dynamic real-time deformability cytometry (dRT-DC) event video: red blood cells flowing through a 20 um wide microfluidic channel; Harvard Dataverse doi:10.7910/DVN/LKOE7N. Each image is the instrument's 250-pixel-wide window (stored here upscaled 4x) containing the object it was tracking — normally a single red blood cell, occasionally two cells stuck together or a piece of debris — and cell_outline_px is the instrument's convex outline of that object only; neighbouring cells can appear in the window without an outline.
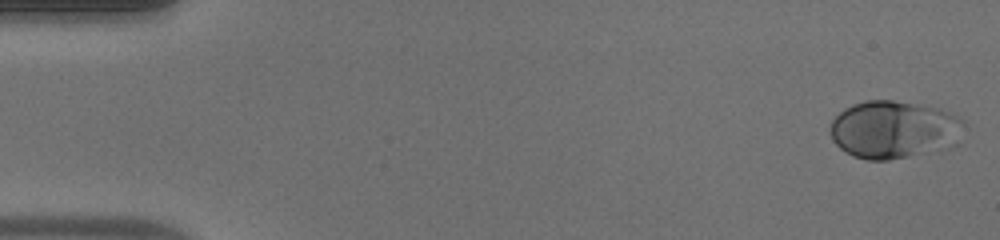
{"species": "human", "species_latin": "Homo sapiens", "temperature_condition": "warm", "stored_images_in_passage": 53, "camera_frame_rate_fps": 3000, "um_per_image_px": 0.085, "donor": {"sex": "male"}, "frame": {"image": 1, "passage_image": 1, "time_ms": 0.0, "image_size_px": [1000, 240], "cell_outline_px": [[964, 120], [960, 144], [948, 148], [888, 160], [868, 160], [852, 156], [844, 152], [832, 140], [832, 120], [844, 108], [852, 104], [868, 100], [892, 100], [940, 108], [956, 112]], "centroid_in_image_um": [76.05, 11.01], "position_along_channel_um": 8.9, "area_um2": 45.55}}
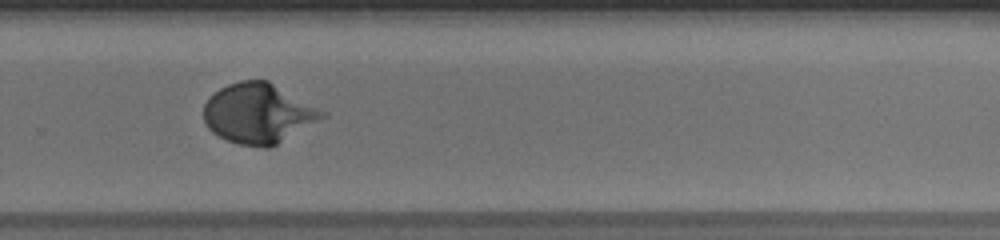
{"frame": {"image": 2, "passage_image": 36, "time_ms": 11.667, "image_size_px": [1000, 240], "cell_outline_px": [[328, 116], [276, 144], [268, 148], [264, 148], [240, 144], [228, 140], [212, 132], [208, 128], [204, 120], [204, 104], [208, 96], [220, 88], [228, 84], [240, 80], [268, 80], [328, 112]], "centroid_in_image_um": [21.97, 9.62], "position_along_channel_um": 307.8, "area_um2": 41.5}}
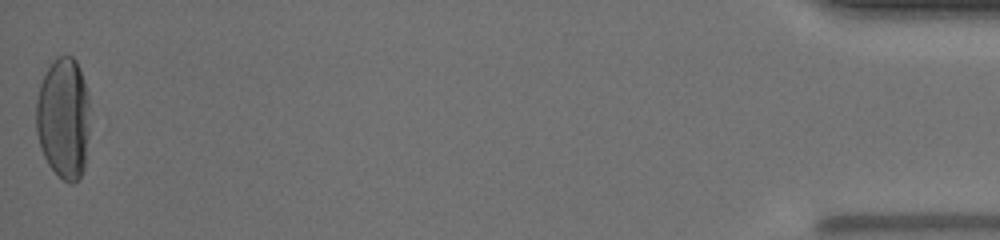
{"frame": {"image": 3, "passage_image": 53, "time_ms": 17.333, "image_size_px": [1000, 240], "cell_outline_px": [[88, 132], [84, 168], [80, 176], [72, 184], [64, 180], [48, 164], [40, 148], [36, 132], [36, 100], [40, 84], [48, 68], [56, 56], [72, 56], [76, 60], [84, 80], [88, 92]], "centroid_in_image_um": [5.38, 10.03], "position_along_channel_um": 429.8, "area_um2": 37.86}}